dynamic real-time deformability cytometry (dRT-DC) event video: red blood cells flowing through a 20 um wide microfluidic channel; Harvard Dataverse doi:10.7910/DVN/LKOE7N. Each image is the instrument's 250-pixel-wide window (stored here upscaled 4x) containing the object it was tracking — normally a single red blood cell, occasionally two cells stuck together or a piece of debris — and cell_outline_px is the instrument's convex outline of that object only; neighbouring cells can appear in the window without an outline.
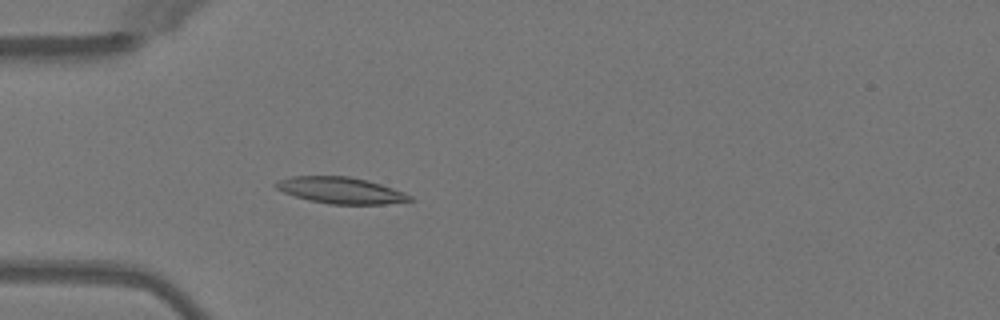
{"species": "Egyptian fruit bat (a non-hibernating species)", "species_latin": "Rousettus aegyptiacus", "temperature_condition": "warm", "stored_images_in_passage": 51, "camera_frame_rate_fps": 3000, "um_per_image_px": 0.085, "animal": {"sex": "female"}, "frame": {"image": 1, "passage_image": 16, "time_ms": 5.0, "image_size_px": [1000, 320], "cell_outline_px": [[416, 200], [384, 204], [328, 204], [308, 200], [284, 192], [276, 188], [272, 184], [276, 180], [292, 176], [348, 176], [368, 180], [404, 192], [412, 196]], "centroid_in_image_um": [28.95, 16.18], "position_along_channel_um": 56.0, "area_um2": 20.69}}
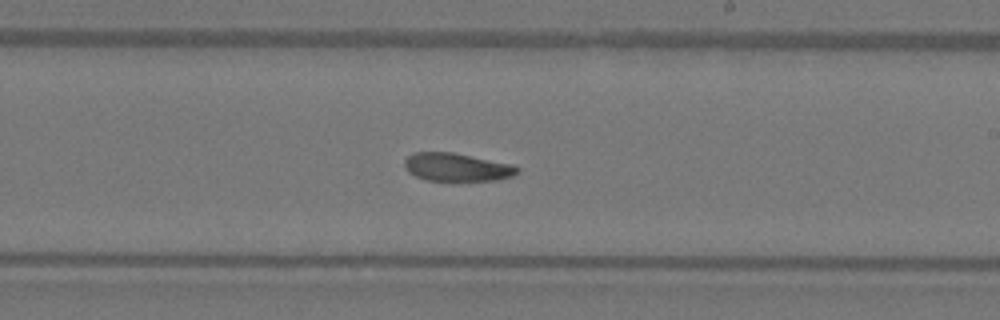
{"frame": {"image": 2, "passage_image": 31, "time_ms": 10.0, "image_size_px": [1000, 320], "cell_outline_px": [[520, 172], [512, 176], [496, 180], [428, 180], [416, 176], [408, 172], [404, 168], [404, 160], [412, 152], [452, 152], [512, 164], [520, 168]], "centroid_in_image_um": [38.82, 14.2], "position_along_channel_um": 250.2, "area_um2": 18.44}}
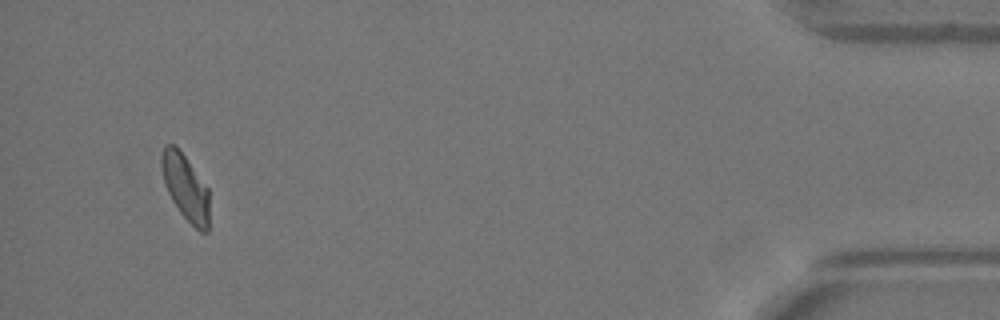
{"frame": {"image": 3, "passage_image": 49, "time_ms": 16.0, "image_size_px": [1000, 320], "cell_outline_px": [[208, 232], [200, 232], [180, 212], [172, 200], [164, 184], [160, 160], [164, 144], [176, 144], [208, 188]], "centroid_in_image_um": [15.74, 15.88], "position_along_channel_um": 419.5, "area_um2": 18.21}, "authors_computed_cell_mechanics": {"area_um2": 19.4786, "velocity_mm_per_s": 4.027, "shape_relaxation_time_tau1_ms": 5.0894, "shape_relaxation_time_tau2_ms": null, "deformation_change_tau1": 0.1577, "deformation_change_tau2": null}}